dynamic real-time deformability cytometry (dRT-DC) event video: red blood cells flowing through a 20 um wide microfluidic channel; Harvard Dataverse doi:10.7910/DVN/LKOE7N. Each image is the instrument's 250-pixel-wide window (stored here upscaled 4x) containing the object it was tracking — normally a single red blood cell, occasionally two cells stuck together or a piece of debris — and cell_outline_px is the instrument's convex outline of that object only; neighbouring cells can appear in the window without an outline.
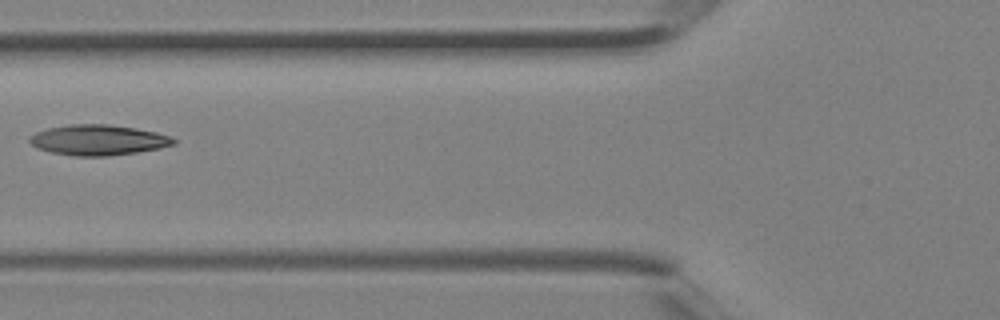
{"species": "Egyptian fruit bat (a non-hibernating species)", "species_latin": "Rousettus aegyptiacus", "temperature_condition": "room temperature", "stored_images_in_passage": 4, "camera_frame_rate_fps": 3000, "um_per_image_px": 0.085, "animal": {"sex": "female"}, "frame": {"image": 1, "passage_image": 4, "time_ms": 1.0, "image_size_px": [1000, 320], "cell_outline_px": [[176, 144], [160, 148], [136, 152], [108, 156], [76, 156], [52, 152], [36, 148], [28, 140], [28, 136], [36, 132], [48, 128], [68, 124], [108, 124], [136, 128], [156, 132], [168, 136], [176, 140]], "centroid_in_image_um": [8.32, 11.89], "position_along_channel_um": 117.5, "area_um2": 25.55}}